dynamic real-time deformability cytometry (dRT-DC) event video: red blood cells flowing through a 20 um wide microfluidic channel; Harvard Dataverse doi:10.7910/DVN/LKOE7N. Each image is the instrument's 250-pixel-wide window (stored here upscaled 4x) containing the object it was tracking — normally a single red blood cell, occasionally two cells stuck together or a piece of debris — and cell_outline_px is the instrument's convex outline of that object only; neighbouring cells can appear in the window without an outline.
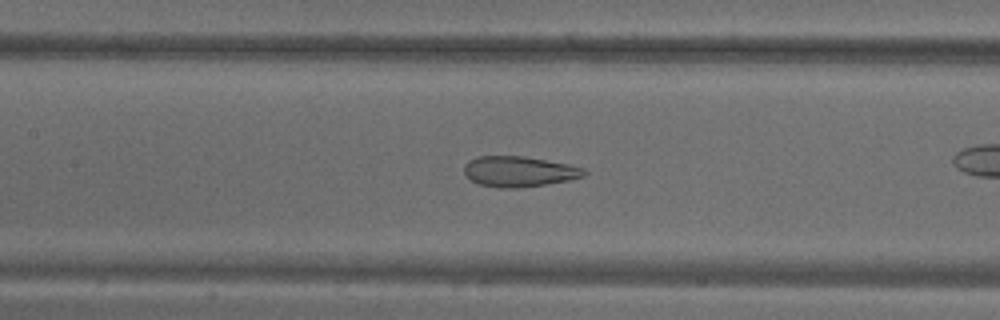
{"species": "common noctule bat (a hibernating species)", "species_latin": "Nyctalus noctula", "temperature_condition": "warm", "stored_images_in_passage": 43, "camera_frame_rate_fps": 3000, "um_per_image_px": 0.085, "animal": {"sex": "male", "body_mass_g": 18.8}, "frame": {"image": 1, "passage_image": 25, "time_ms": 8.0, "image_size_px": [1000, 320], "cell_outline_px": [[588, 172], [584, 176], [568, 180], [544, 184], [516, 188], [500, 188], [480, 184], [472, 180], [464, 172], [464, 164], [468, 160], [476, 156], [524, 156], [568, 164], [584, 168]], "centroid_in_image_um": [44.11, 14.56], "position_along_channel_um": 163.3, "area_um2": 21.21}}
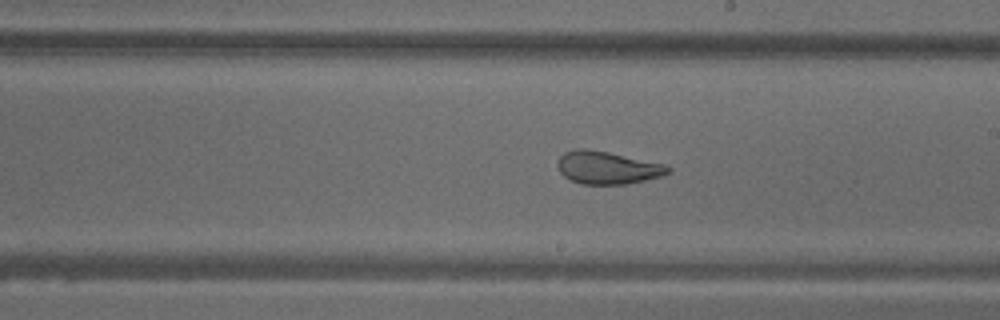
{"frame": {"image": 2, "passage_image": 31, "time_ms": 10.0, "image_size_px": [1000, 320], "cell_outline_px": [[672, 172], [664, 176], [624, 184], [580, 184], [564, 176], [560, 172], [556, 164], [560, 156], [564, 152], [580, 148], [584, 148], [608, 152], [668, 164], [672, 168]], "centroid_in_image_um": [51.68, 14.25], "position_along_channel_um": 237.3, "area_um2": 21.27}}